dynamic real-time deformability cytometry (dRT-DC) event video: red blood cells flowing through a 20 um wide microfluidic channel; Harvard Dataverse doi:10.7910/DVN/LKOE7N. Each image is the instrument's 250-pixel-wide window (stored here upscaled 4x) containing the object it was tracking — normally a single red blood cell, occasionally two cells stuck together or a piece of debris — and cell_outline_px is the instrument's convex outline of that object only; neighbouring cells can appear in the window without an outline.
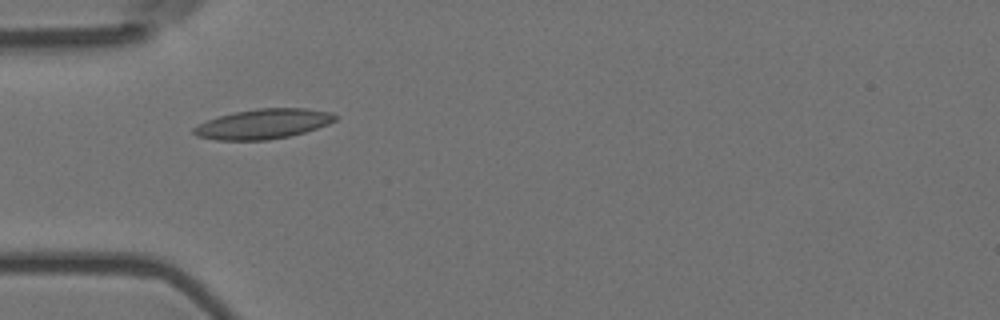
{"species": "Egyptian fruit bat (a non-hibernating species)", "species_latin": "Rousettus aegyptiacus", "temperature_condition": "room temperature", "stored_images_in_passage": 7, "camera_frame_rate_fps": 3000, "um_per_image_px": 0.085, "animal": {"sex": "female"}, "frame": {"image": 1, "passage_image": 6, "time_ms": 1.667, "image_size_px": [1000, 320], "cell_outline_px": [[336, 120], [328, 124], [304, 132], [288, 136], [268, 140], [216, 140], [196, 136], [192, 132], [192, 128], [208, 120], [220, 116], [236, 112], [256, 108], [304, 108], [332, 112], [336, 116]], "centroid_in_image_um": [22.37, 10.53], "position_along_channel_um": 62.6, "area_um2": 24.45}}
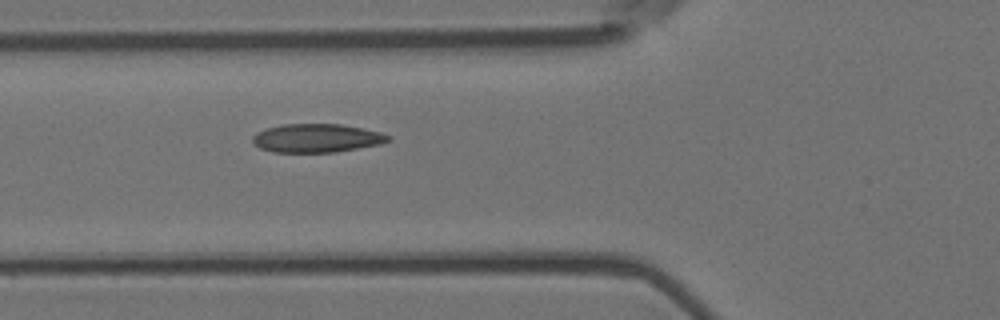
{"frame": {"image": 2, "passage_image": 7, "time_ms": 2.0, "image_size_px": [1000, 320], "cell_outline_px": [[392, 140], [380, 144], [336, 152], [272, 152], [260, 148], [252, 144], [252, 136], [256, 132], [280, 124], [340, 124], [364, 128], [380, 132], [392, 136]], "centroid_in_image_um": [26.92, 11.74], "position_along_channel_um": 98.9, "area_um2": 22.77}}